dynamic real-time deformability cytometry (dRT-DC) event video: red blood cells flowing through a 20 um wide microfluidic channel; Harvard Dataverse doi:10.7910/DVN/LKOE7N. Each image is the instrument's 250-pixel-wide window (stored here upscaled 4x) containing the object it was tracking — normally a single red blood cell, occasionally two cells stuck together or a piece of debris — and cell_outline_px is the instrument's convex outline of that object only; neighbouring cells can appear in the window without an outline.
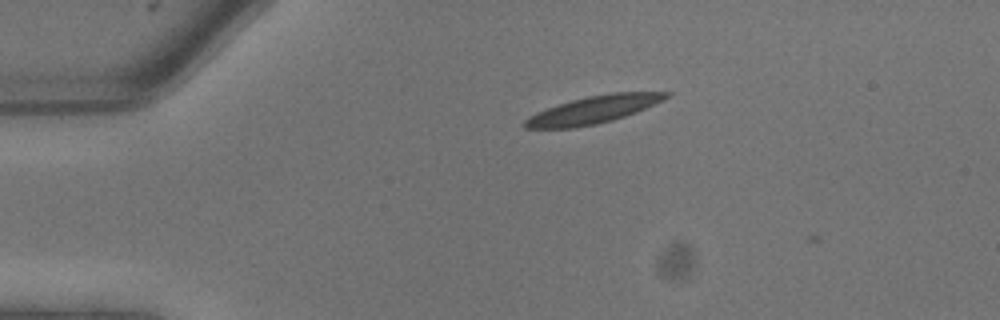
{"species": "common noctule bat (a hibernating species)", "species_latin": "Nyctalus noctula", "temperature_condition": "warm", "stored_images_in_passage": 10, "camera_frame_rate_fps": 3000, "um_per_image_px": 0.085, "animal": {"sex": "male", "body_mass_g": 13.3}, "frame": {"image": 1, "passage_image": 2, "time_ms": 0.333, "image_size_px": [1000, 320], "cell_outline_px": [[672, 92], [664, 100], [636, 112], [612, 120], [596, 124], [576, 128], [524, 128], [520, 124], [528, 116], [536, 112], [572, 100], [588, 96], [612, 92]], "centroid_in_image_um": [50.4, 9.33], "position_along_channel_um": 34.6, "area_um2": 22.54}}
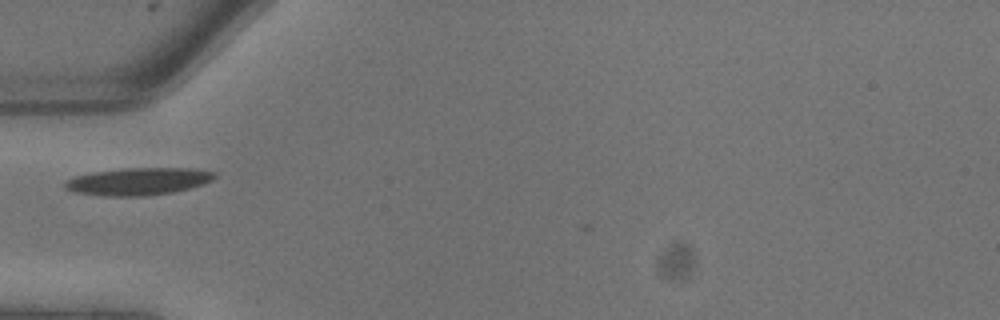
{"frame": {"image": 2, "passage_image": 5, "time_ms": 1.333, "image_size_px": [1000, 320], "cell_outline_px": [[216, 176], [212, 180], [204, 184], [172, 192], [144, 196], [104, 196], [76, 192], [64, 188], [64, 180], [76, 176], [92, 172], [128, 168], [196, 168], [216, 172]], "centroid_in_image_um": [11.76, 15.41], "position_along_channel_um": 73.2, "area_um2": 23.87}}
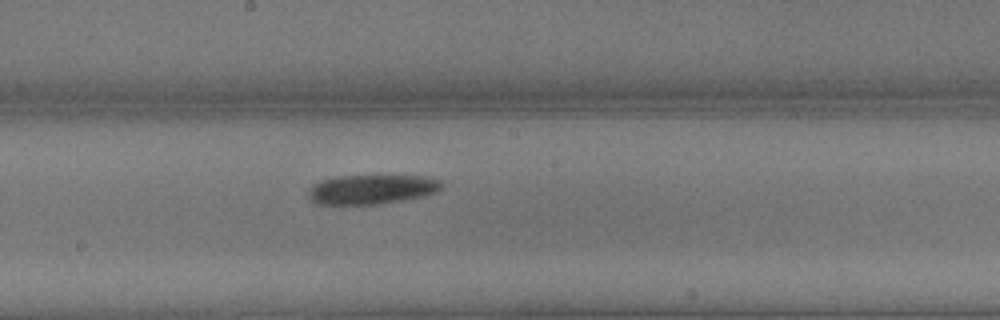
{"frame": {"image": 3, "passage_image": 10, "time_ms": 3.0, "image_size_px": [1000, 320], "cell_outline_px": [[444, 188], [436, 192], [424, 196], [404, 200], [380, 204], [316, 204], [308, 196], [308, 192], [312, 184], [320, 180], [336, 176], [424, 176], [440, 180], [444, 184]], "centroid_in_image_um": [31.61, 16.09], "position_along_channel_um": 216.6, "area_um2": 23.06}}